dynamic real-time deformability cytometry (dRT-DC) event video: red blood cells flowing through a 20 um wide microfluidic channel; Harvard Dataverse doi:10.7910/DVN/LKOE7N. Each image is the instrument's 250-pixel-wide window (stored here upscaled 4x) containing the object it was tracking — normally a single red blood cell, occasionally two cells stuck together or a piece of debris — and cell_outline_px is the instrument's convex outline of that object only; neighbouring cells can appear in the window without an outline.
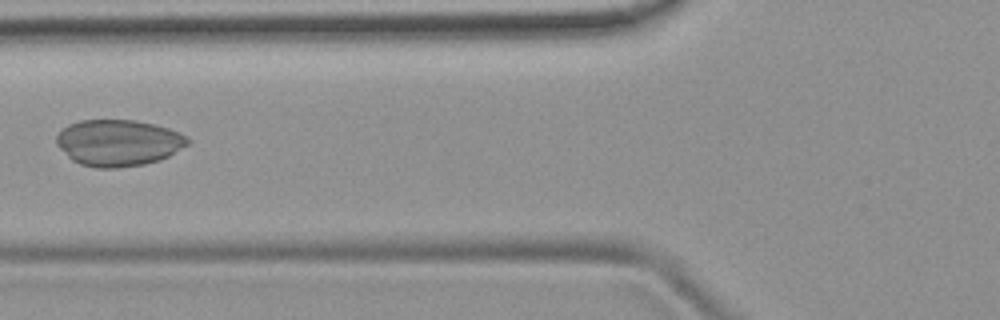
{"species": "common noctule bat (a hibernating species)", "species_latin": "Nyctalus noctula", "temperature_condition": "room temperature", "stored_images_in_passage": 7, "camera_frame_rate_fps": 3000, "um_per_image_px": 0.085, "animal": {"sex": "female", "body_mass_g": 19.9}, "frame": {"image": 1, "passage_image": 6, "time_ms": 6.0, "image_size_px": [1000, 320], "cell_outline_px": [[188, 144], [168, 156], [160, 160], [144, 164], [116, 168], [96, 168], [80, 164], [72, 160], [56, 144], [56, 136], [68, 124], [80, 120], [136, 120], [168, 128], [188, 136]], "centroid_in_image_um": [10.05, 12.14], "position_along_channel_um": 115.8, "area_um2": 35.37}}
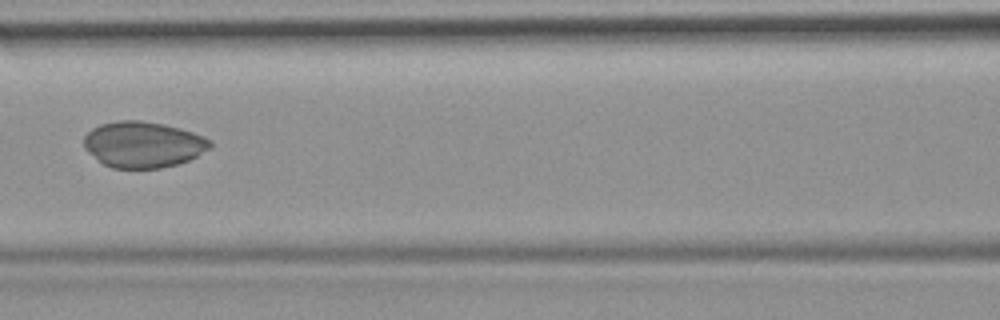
{"frame": {"image": 2, "passage_image": 7, "time_ms": 7.0, "image_size_px": [1000, 320], "cell_outline_px": [[212, 144], [208, 148], [196, 156], [180, 164], [160, 168], [112, 168], [104, 164], [88, 152], [84, 148], [84, 136], [92, 128], [100, 124], [116, 120], [140, 120], [164, 124], [180, 128], [204, 136], [212, 140]], "centroid_in_image_um": [12.16, 12.27], "position_along_channel_um": 154.4, "area_um2": 33.93}}